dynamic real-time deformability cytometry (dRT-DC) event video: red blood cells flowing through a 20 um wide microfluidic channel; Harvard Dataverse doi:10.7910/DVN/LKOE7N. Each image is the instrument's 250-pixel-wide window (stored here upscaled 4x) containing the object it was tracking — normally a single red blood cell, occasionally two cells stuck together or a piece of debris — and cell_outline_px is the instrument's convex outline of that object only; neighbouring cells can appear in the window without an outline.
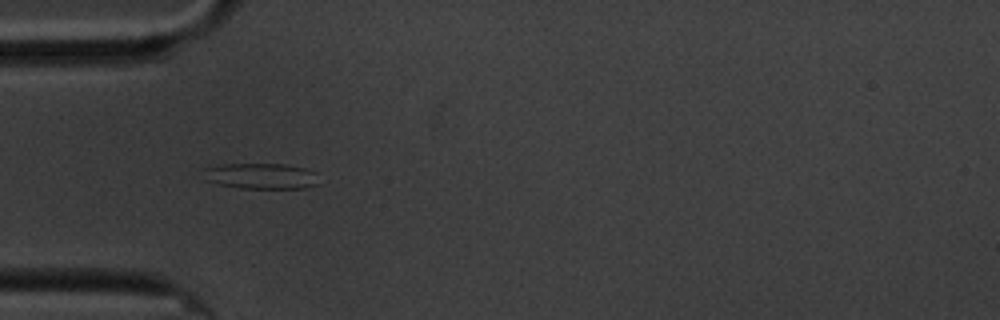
{"species": "common noctule bat (a hibernating species)", "species_latin": "Nyctalus noctula", "temperature_condition": "cold", "stored_images_in_passage": 6, "camera_frame_rate_fps": 3000, "um_per_image_px": 0.085, "animal": {"sex": "male", "body_mass_g": 20.1, "forearm_length_mm": 53.5}, "frame": {"image": 1, "passage_image": 5, "time_ms": 5.667, "image_size_px": [1000, 320], "cell_outline_px": [[320, 184], [304, 188], [240, 188], [220, 184], [204, 180], [204, 168], [224, 164], [284, 164], [304, 168], [316, 172]], "centroid_in_image_um": [22.22, 14.96], "position_along_channel_um": 62.8, "area_um2": 17.4}}
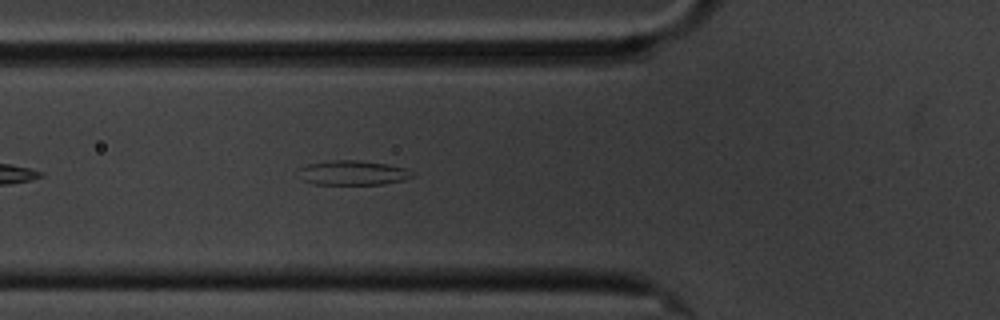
{"frame": {"image": 2, "passage_image": 6, "time_ms": 6.667, "image_size_px": [1000, 320], "cell_outline_px": [[416, 176], [404, 180], [384, 184], [312, 184], [300, 180], [296, 168], [308, 164], [332, 160], [356, 160], [388, 164], [404, 168], [416, 172]], "centroid_in_image_um": [29.97, 14.69], "position_along_channel_um": 95.8, "area_um2": 16.65}}